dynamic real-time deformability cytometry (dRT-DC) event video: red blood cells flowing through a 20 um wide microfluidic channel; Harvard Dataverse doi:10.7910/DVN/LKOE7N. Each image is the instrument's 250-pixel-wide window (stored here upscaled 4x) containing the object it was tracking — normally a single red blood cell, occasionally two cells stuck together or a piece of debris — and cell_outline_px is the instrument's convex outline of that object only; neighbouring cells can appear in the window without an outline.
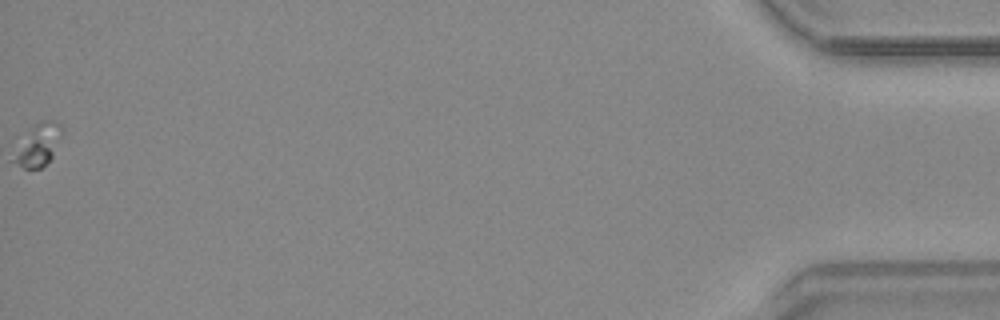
{"species": "common noctule bat (a hibernating species)", "species_latin": "Nyctalus noctula", "temperature_condition": "warm", "stored_images_in_passage": 37, "camera_frame_rate_fps": 3000, "um_per_image_px": 0.085, "animal": {"sex": "male", "body_mass_g": 20.4}, "frame": {"image": 1, "passage_image": 37, "time_ms": 12.0, "image_size_px": [1000, 320], "cell_outline_px": [[64, 128], [52, 156], [40, 168], [24, 168], [12, 160], [32, 128], [36, 124], [44, 120], [52, 120], [60, 124]], "centroid_in_image_um": [3.33, 12.3], "position_along_channel_um": 431.9, "area_um2": 10.87}}